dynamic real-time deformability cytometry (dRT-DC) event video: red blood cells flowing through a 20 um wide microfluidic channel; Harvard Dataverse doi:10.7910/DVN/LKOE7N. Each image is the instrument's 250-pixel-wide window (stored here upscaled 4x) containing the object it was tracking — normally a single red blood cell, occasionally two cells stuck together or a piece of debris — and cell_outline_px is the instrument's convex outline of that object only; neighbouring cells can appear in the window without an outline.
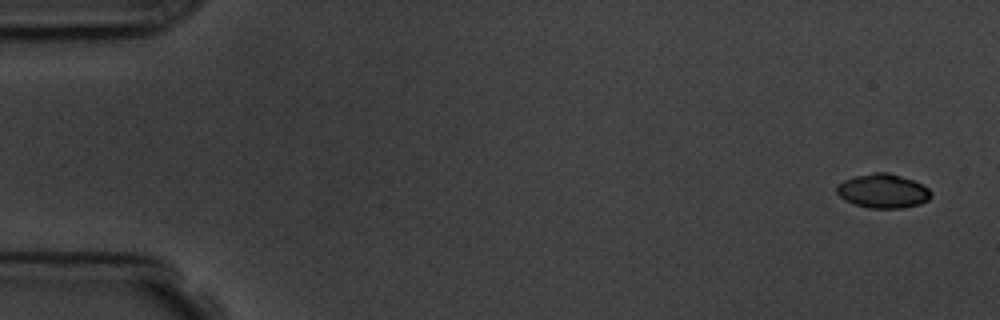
{"species": "common noctule bat (a hibernating species)", "species_latin": "Nyctalus noctula", "temperature_condition": "room temperature", "stored_images_in_passage": 6, "camera_frame_rate_fps": 3000, "um_per_image_px": 0.085, "animal": {"sex": "male", "body_mass_g": 19.5, "forearm_length_mm": 54.6}, "frame": {"image": 1, "passage_image": 1, "time_ms": 0.0, "image_size_px": [1000, 320], "cell_outline_px": [[932, 196], [928, 200], [920, 204], [900, 208], [868, 208], [856, 204], [840, 196], [836, 192], [836, 184], [844, 180], [856, 176], [876, 172], [888, 172], [912, 180], [928, 188], [932, 192]], "centroid_in_image_um": [75.06, 16.23], "position_along_channel_um": 9.9, "area_um2": 18.55}}
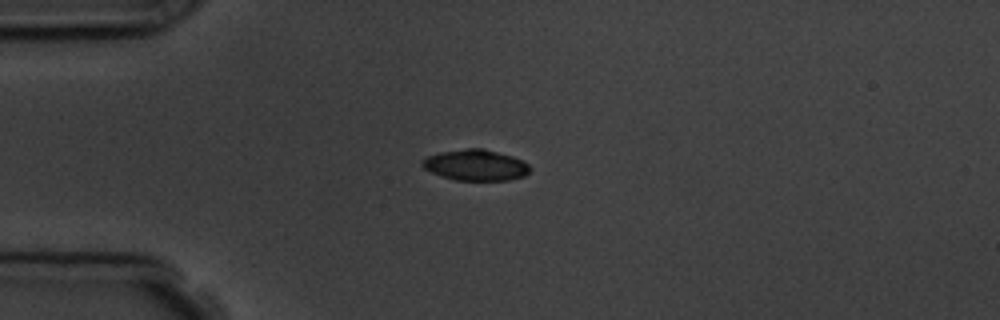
{"frame": {"image": 2, "passage_image": 4, "time_ms": 4.0, "image_size_px": [1000, 320], "cell_outline_px": [[532, 168], [524, 176], [508, 180], [456, 180], [440, 176], [424, 168], [420, 164], [420, 160], [428, 156], [440, 152], [464, 148], [484, 148], [512, 156], [528, 164]], "centroid_in_image_um": [40.4, 14.03], "position_along_channel_um": 44.6, "area_um2": 19.48}}